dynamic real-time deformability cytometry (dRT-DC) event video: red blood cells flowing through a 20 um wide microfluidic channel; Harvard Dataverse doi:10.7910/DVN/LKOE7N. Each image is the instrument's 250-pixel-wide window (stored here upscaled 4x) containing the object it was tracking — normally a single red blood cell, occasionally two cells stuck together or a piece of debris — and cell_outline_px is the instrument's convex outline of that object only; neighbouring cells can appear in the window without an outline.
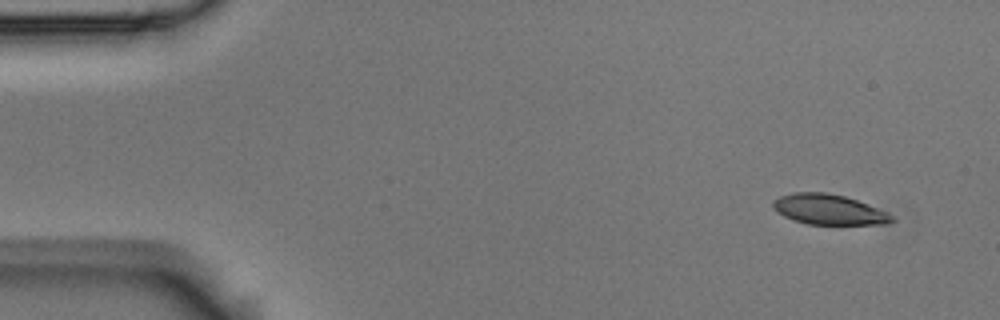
{"species": "Egyptian fruit bat (a non-hibernating species)", "species_latin": "Rousettus aegyptiacus", "temperature_condition": "room temperature", "stored_images_in_passage": 4, "camera_frame_rate_fps": 3000, "um_per_image_px": 0.085, "animal": {"sex": "male"}, "frame": {"image": 1, "passage_image": 1, "time_ms": 0.0, "image_size_px": [1000, 320], "cell_outline_px": [[896, 220], [888, 224], [808, 224], [792, 220], [776, 212], [772, 208], [772, 200], [780, 196], [792, 192], [824, 192], [844, 196], [868, 204], [888, 212], [896, 216]], "centroid_in_image_um": [70.45, 17.81], "position_along_channel_um": 14.5, "area_um2": 21.21}}
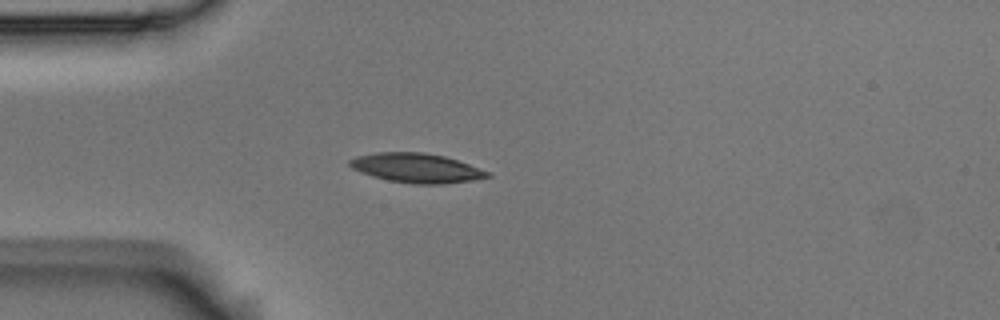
{"frame": {"image": 2, "passage_image": 4, "time_ms": 1.0, "image_size_px": [1000, 320], "cell_outline_px": [[492, 176], [472, 180], [440, 184], [412, 184], [388, 180], [372, 176], [360, 172], [352, 168], [348, 164], [348, 160], [356, 156], [376, 152], [424, 152], [444, 156], [492, 172]], "centroid_in_image_um": [35.38, 14.27], "position_along_channel_um": 49.6, "area_um2": 23.64}}